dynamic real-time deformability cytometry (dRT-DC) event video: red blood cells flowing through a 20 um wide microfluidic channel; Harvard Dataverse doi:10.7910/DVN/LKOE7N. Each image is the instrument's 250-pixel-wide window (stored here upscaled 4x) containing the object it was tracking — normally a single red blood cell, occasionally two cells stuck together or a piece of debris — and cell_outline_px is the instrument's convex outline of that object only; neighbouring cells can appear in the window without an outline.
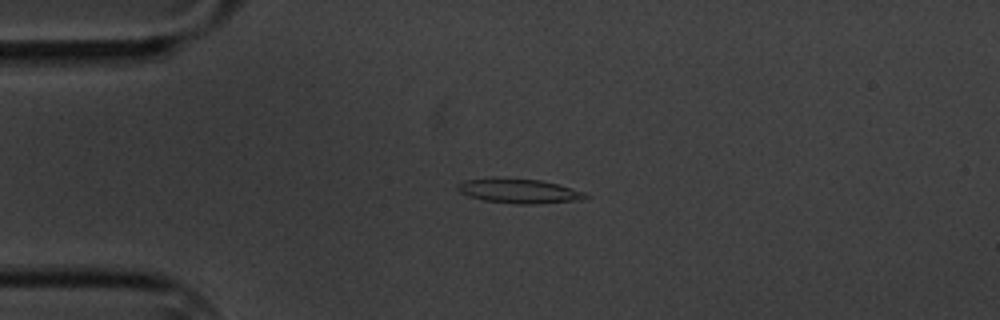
{"species": "common noctule bat (a hibernating species)", "species_latin": "Nyctalus noctula", "temperature_condition": "cold", "stored_images_in_passage": 5, "camera_frame_rate_fps": 3000, "um_per_image_px": 0.085, "animal": {"sex": "male", "body_mass_g": 20.1, "forearm_length_mm": 53.5}, "frame": {"image": 1, "passage_image": 3, "time_ms": 2.333, "image_size_px": [1000, 320], "cell_outline_px": [[588, 196], [584, 200], [532, 204], [516, 204], [484, 200], [468, 196], [460, 192], [456, 188], [456, 184], [464, 180], [492, 176], [540, 180], [560, 184], [584, 192]], "centroid_in_image_um": [44.07, 16.21], "position_along_channel_um": 40.9, "area_um2": 18.73}}
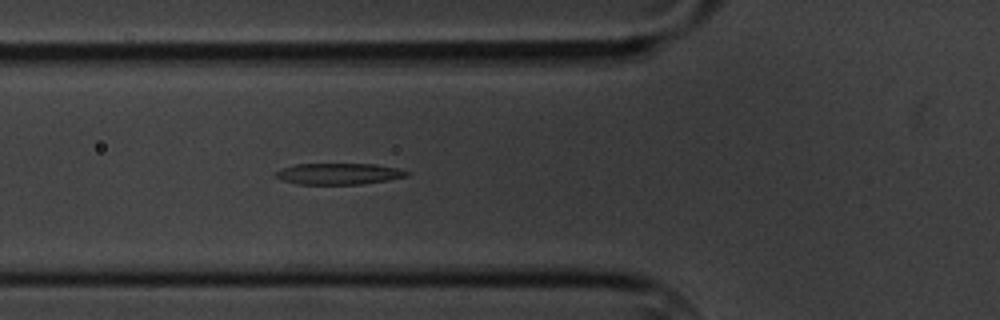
{"frame": {"image": 2, "passage_image": 5, "time_ms": 4.667, "image_size_px": [1000, 320], "cell_outline_px": [[412, 172], [408, 176], [388, 180], [360, 184], [300, 184], [284, 180], [272, 176], [280, 168], [296, 164], [376, 164], [396, 168]], "centroid_in_image_um": [28.8, 14.77], "position_along_channel_um": 97.0, "area_um2": 16.24}}